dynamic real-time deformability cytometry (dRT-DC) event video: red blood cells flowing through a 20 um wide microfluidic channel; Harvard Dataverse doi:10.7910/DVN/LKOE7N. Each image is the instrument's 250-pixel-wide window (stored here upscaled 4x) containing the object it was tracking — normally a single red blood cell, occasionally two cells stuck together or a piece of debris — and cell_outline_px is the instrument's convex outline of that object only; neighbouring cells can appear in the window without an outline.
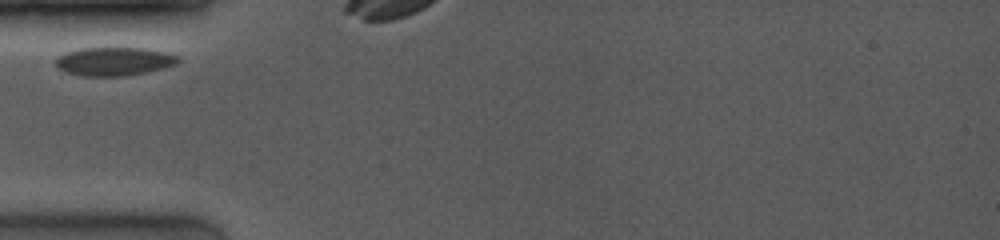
{"species": "common noctule bat (a hibernating species)", "species_latin": "Nyctalus noctula", "temperature_condition": "room temperature", "stored_images_in_passage": 5, "camera_frame_rate_fps": 4000, "um_per_image_px": 0.085, "animal": {"sex": "female", "body_mass_g": 19.0, "forearm_length_mm": 53.3}, "frame": {"image": 1, "passage_image": 1, "time_ms": 0.0, "image_size_px": [1000, 240], "cell_outline_px": [[180, 60], [176, 64], [164, 68], [148, 72], [124, 76], [80, 76], [64, 72], [56, 68], [56, 56], [64, 52], [80, 48], [144, 48], [164, 52], [180, 56]], "centroid_in_image_um": [9.66, 5.22], "position_along_channel_um": 75.3, "area_um2": 20.63}}